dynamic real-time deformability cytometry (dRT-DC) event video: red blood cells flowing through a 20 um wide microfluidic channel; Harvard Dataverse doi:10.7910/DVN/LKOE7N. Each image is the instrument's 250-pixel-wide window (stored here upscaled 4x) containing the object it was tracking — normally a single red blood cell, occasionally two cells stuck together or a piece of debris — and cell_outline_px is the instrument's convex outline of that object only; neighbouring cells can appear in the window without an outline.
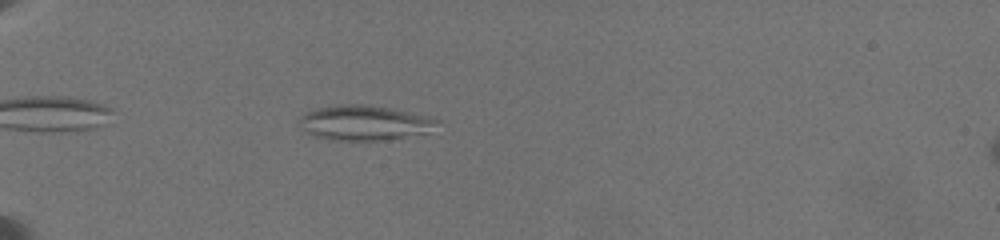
{"species": "common noctule bat (a hibernating species)", "species_latin": "Nyctalus noctula", "temperature_condition": "warm", "stored_images_in_passage": 41, "camera_frame_rate_fps": 3000, "um_per_image_px": 0.085, "animal": {"sex": "female", "body_mass_g": 19.5, "forearm_length_mm": 54.1}, "frame": {"image": 1, "passage_image": 1, "time_ms": 0.0, "image_size_px": [1000, 240], "cell_outline_px": [[444, 120], [428, 132], [388, 140], [332, 140], [312, 136], [304, 132], [300, 128], [300, 116], [308, 112], [320, 108], [336, 104], [368, 104], [392, 108], [428, 116]], "centroid_in_image_um": [30.99, 10.44], "position_along_channel_um": 54.0, "area_um2": 28.38}}
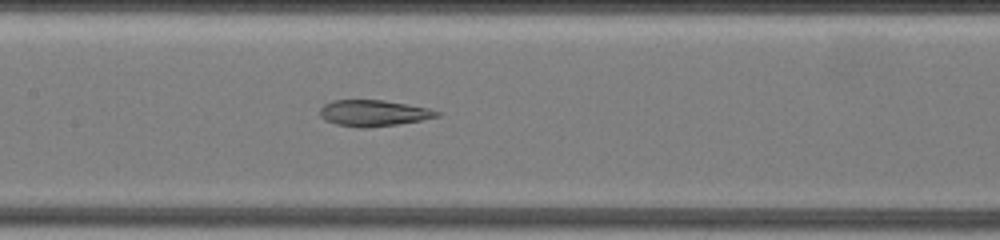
{"frame": {"image": 2, "passage_image": 21, "time_ms": 4.333, "image_size_px": [1000, 240], "cell_outline_px": [[440, 116], [420, 120], [396, 124], [368, 128], [356, 128], [336, 124], [324, 120], [320, 116], [320, 108], [324, 104], [332, 100], [384, 100], [428, 108], [440, 112]], "centroid_in_image_um": [31.7, 9.61], "position_along_channel_um": 175.7, "area_um2": 17.86}}
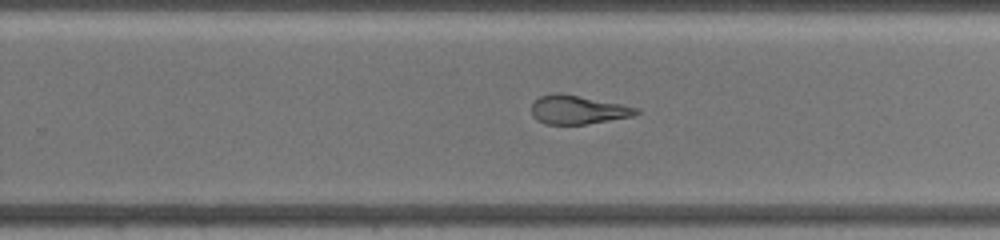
{"frame": {"image": 3, "passage_image": 36, "time_ms": 7.333, "image_size_px": [1000, 240], "cell_outline_px": [[640, 112], [632, 116], [584, 124], [544, 124], [536, 120], [532, 116], [532, 104], [540, 96], [552, 92], [564, 92], [640, 108]], "centroid_in_image_um": [49.08, 9.31], "position_along_channel_um": 280.7, "area_um2": 17.69}}